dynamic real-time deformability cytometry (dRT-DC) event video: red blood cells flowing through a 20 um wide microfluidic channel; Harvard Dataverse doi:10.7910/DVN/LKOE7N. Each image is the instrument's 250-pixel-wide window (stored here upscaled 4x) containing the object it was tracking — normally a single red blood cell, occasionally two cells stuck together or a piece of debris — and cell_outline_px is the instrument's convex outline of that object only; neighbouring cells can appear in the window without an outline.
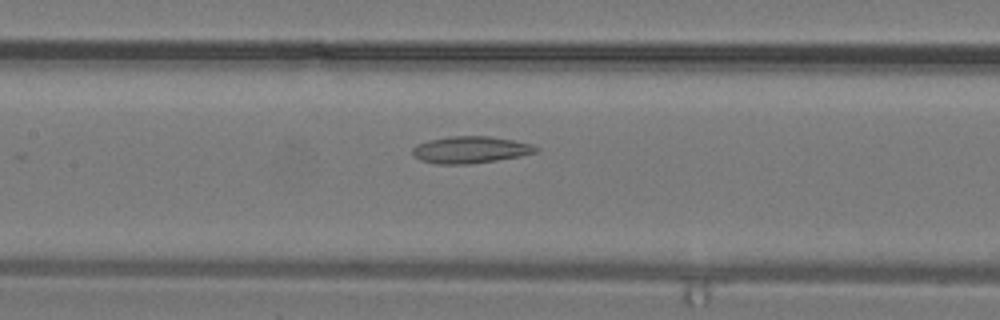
{"species": "common noctule bat (a hibernating species)", "species_latin": "Nyctalus noctula", "temperature_condition": "warm", "stored_images_in_passage": 28, "camera_frame_rate_fps": 3000, "um_per_image_px": 0.085, "animal": {"sex": "male", "body_mass_g": 19.2, "forearm_length_mm": 51.8}, "frame": {"image": 1, "passage_image": 15, "time_ms": 4.667, "image_size_px": [1000, 320], "cell_outline_px": [[540, 148], [536, 152], [520, 156], [496, 160], [468, 164], [436, 164], [420, 160], [412, 152], [412, 148], [416, 144], [428, 140], [448, 136], [488, 136], [512, 140], [532, 144]], "centroid_in_image_um": [39.97, 12.72], "position_along_channel_um": 167.4, "area_um2": 19.31}}
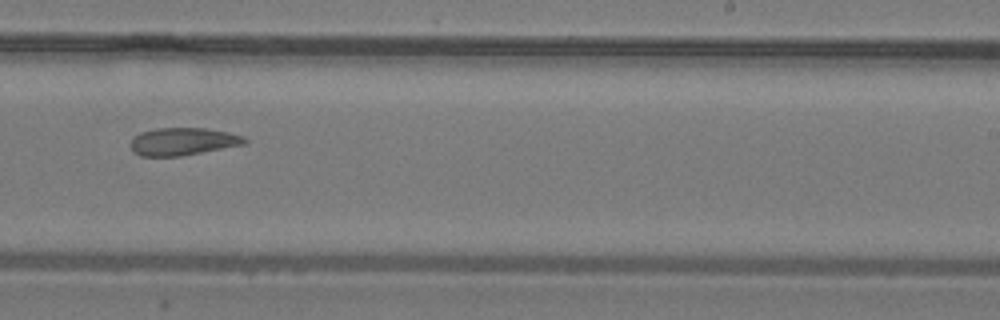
{"frame": {"image": 2, "passage_image": 20, "time_ms": 6.333, "image_size_px": [1000, 320], "cell_outline_px": [[248, 144], [180, 156], [140, 156], [132, 152], [128, 144], [132, 136], [140, 132], [156, 128], [208, 128], [228, 132], [244, 136], [248, 140]], "centroid_in_image_um": [15.52, 12.02], "position_along_channel_um": 273.5, "area_um2": 18.79}}
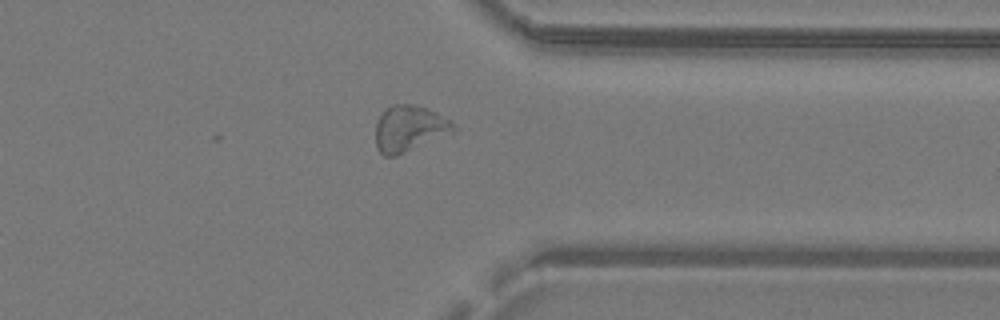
{"frame": {"image": 3, "passage_image": 25, "time_ms": 8.0, "image_size_px": [1000, 320], "cell_outline_px": [[456, 128], [452, 132], [396, 156], [384, 156], [376, 148], [376, 124], [384, 108], [392, 104], [412, 104], [428, 108], [448, 120]], "centroid_in_image_um": [34.73, 10.91], "position_along_channel_um": 376.7, "area_um2": 20.58}}